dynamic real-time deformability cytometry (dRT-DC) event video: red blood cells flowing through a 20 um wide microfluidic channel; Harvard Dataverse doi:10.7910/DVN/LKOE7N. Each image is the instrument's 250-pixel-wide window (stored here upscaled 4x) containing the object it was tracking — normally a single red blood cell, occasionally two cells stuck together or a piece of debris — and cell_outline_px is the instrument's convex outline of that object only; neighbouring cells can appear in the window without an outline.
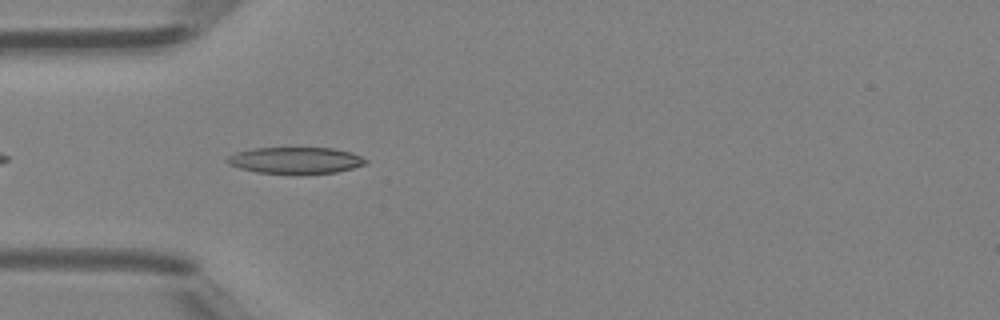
{"species": "Egyptian fruit bat (a non-hibernating species)", "species_latin": "Rousettus aegyptiacus", "temperature_condition": "room temperature", "stored_images_in_passage": 36, "camera_frame_rate_fps": 3000, "um_per_image_px": 0.085, "animal": {"sex": "female"}, "frame": {"image": 1, "passage_image": 3, "time_ms": 0.667, "image_size_px": [1000, 320], "cell_outline_px": [[368, 160], [364, 164], [352, 168], [336, 172], [300, 176], [256, 172], [240, 168], [228, 164], [224, 160], [228, 156], [236, 152], [252, 148], [332, 148], [352, 152]], "centroid_in_image_um": [25.09, 13.66], "position_along_channel_um": 59.9, "area_um2": 21.96}}
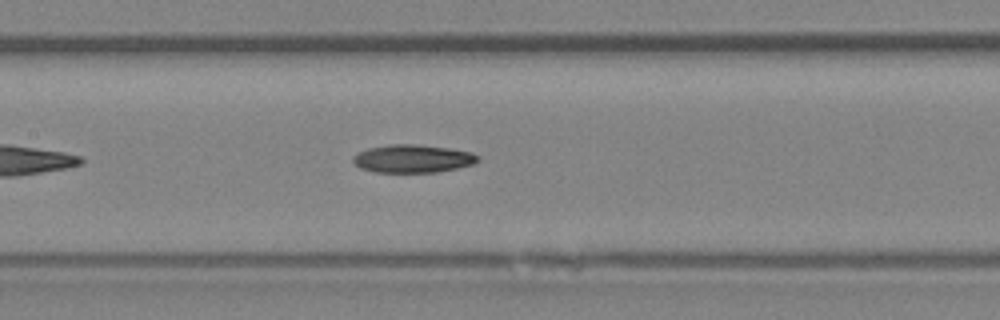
{"frame": {"image": 2, "passage_image": 11, "time_ms": 3.333, "image_size_px": [1000, 320], "cell_outline_px": [[480, 160], [472, 164], [456, 168], [436, 172], [376, 172], [360, 168], [352, 160], [352, 156], [368, 148], [388, 144], [416, 144], [448, 148], [472, 152], [480, 156]], "centroid_in_image_um": [35.09, 13.48], "position_along_channel_um": 172.3, "area_um2": 20.35}}
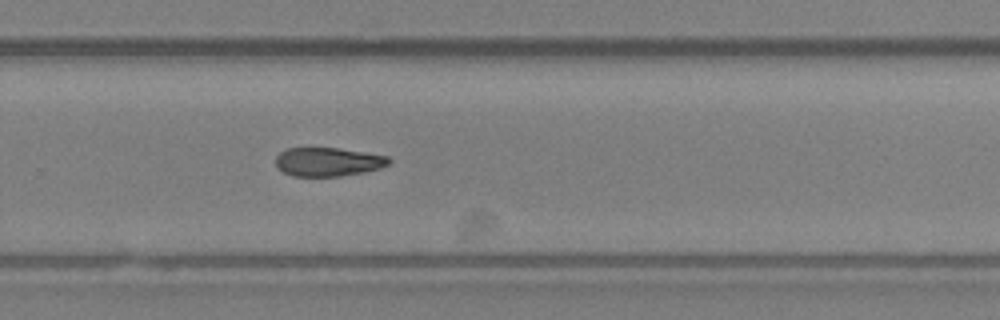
{"frame": {"image": 3, "passage_image": 20, "time_ms": 6.333, "image_size_px": [1000, 320], "cell_outline_px": [[392, 160], [388, 164], [380, 168], [364, 172], [340, 176], [292, 176], [284, 172], [276, 164], [276, 156], [280, 152], [288, 148], [336, 148], [388, 156]], "centroid_in_image_um": [27.89, 13.76], "position_along_channel_um": 301.9, "area_um2": 18.79}}